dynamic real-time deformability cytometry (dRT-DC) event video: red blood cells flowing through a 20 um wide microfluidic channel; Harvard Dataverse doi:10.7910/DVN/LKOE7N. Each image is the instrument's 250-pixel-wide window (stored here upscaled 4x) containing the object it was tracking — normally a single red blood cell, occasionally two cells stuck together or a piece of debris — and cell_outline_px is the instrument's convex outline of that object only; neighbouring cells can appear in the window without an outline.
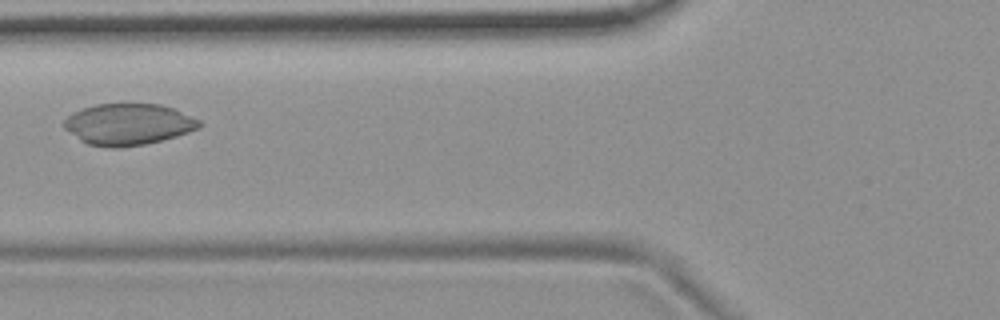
{"species": "common noctule bat (a hibernating species)", "species_latin": "Nyctalus noctula", "temperature_condition": "room temperature", "stored_images_in_passage": 5, "camera_frame_rate_fps": 3000, "um_per_image_px": 0.085, "animal": {"sex": "female", "body_mass_g": 19.9}, "frame": {"image": 1, "passage_image": 5, "time_ms": 1.333, "image_size_px": [1000, 320], "cell_outline_px": [[204, 124], [200, 128], [176, 136], [144, 144], [120, 148], [112, 148], [88, 144], [80, 140], [64, 128], [64, 120], [72, 112], [96, 104], [160, 104], [172, 108], [200, 120]], "centroid_in_image_um": [10.91, 10.57], "position_along_channel_um": 114.9, "area_um2": 32.48}}